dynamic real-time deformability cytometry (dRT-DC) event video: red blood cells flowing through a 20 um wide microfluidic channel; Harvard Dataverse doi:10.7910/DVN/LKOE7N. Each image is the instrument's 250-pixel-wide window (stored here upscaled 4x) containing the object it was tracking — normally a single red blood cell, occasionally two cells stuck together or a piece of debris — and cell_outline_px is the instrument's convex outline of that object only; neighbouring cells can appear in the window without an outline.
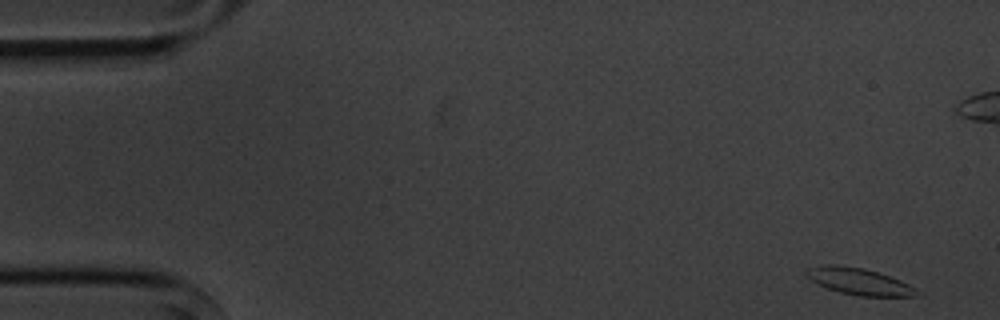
{"species": "common noctule bat (a hibernating species)", "species_latin": "Nyctalus noctula", "temperature_condition": "cold", "stored_images_in_passage": 4, "camera_frame_rate_fps": 3000, "um_per_image_px": 0.085, "animal": {"sex": "male", "body_mass_g": 20.1, "forearm_length_mm": 53.5}, "frame": {"image": 1, "passage_image": 1, "time_ms": 0.0, "image_size_px": [1000, 320], "cell_outline_px": [[924, 292], [916, 296], [860, 296], [840, 292], [828, 288], [812, 280], [804, 272], [808, 268], [828, 264], [832, 264], [864, 268], [900, 280]], "centroid_in_image_um": [73.08, 23.93], "position_along_channel_um": 11.9, "area_um2": 16.94}}